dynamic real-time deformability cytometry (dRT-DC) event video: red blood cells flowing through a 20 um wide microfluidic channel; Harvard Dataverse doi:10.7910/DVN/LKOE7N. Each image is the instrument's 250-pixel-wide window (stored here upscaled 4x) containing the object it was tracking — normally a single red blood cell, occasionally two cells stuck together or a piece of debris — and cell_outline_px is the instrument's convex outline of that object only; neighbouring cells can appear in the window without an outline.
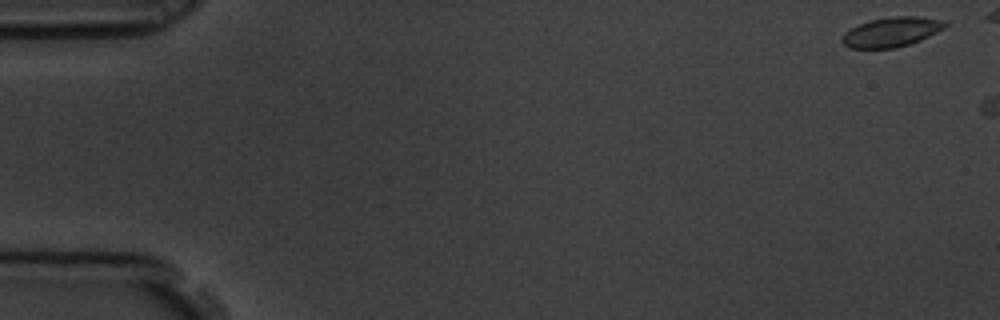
{"species": "common noctule bat (a hibernating species)", "species_latin": "Nyctalus noctula", "temperature_condition": "room temperature", "stored_images_in_passage": 2, "camera_frame_rate_fps": 3000, "um_per_image_px": 0.085, "animal": {"sex": "male", "body_mass_g": 19.5, "forearm_length_mm": 54.6}, "frame": {"image": 1, "passage_image": 1, "time_ms": 0.0, "image_size_px": [1000, 320], "cell_outline_px": [[948, 24], [944, 28], [920, 40], [896, 48], [848, 48], [840, 40], [844, 32], [868, 20], [892, 16], [920, 16], [944, 20]], "centroid_in_image_um": [75.76, 2.71], "position_along_channel_um": 9.2, "area_um2": 17.8}}